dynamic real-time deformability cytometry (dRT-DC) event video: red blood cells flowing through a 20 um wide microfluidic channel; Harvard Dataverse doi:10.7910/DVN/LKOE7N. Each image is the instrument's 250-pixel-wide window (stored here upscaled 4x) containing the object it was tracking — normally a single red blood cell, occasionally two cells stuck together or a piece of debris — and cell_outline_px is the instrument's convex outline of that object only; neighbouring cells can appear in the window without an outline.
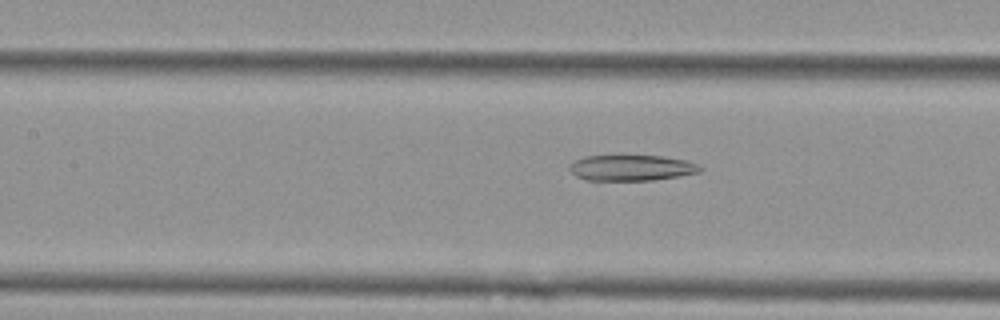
{"species": "Egyptian fruit bat (a non-hibernating species)", "species_latin": "Rousettus aegyptiacus", "temperature_condition": "cold", "stored_images_in_passage": 53, "camera_frame_rate_fps": 3000, "um_per_image_px": 0.085, "animal": {"sex": "female"}, "frame": {"image": 1, "passage_image": 24, "time_ms": 7.667, "image_size_px": [1000, 320], "cell_outline_px": [[704, 168], [700, 172], [680, 176], [652, 180], [588, 180], [576, 176], [568, 168], [568, 164], [584, 156], [664, 156], [688, 160], [700, 164]], "centroid_in_image_um": [53.73, 14.26], "position_along_channel_um": 153.7, "area_um2": 19.77}}
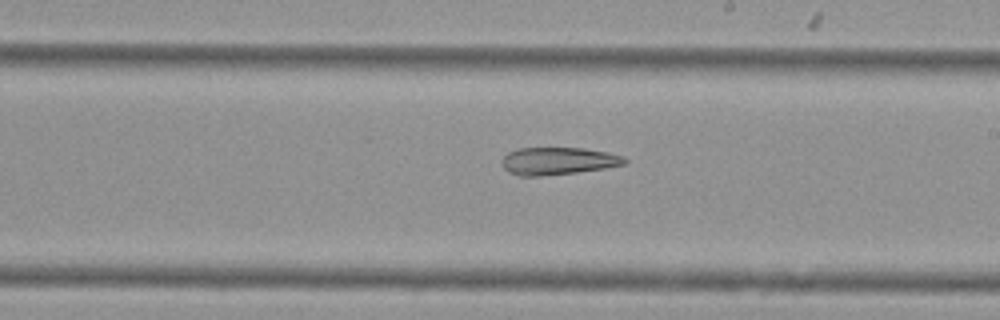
{"frame": {"image": 2, "passage_image": 31, "time_ms": 10.0, "image_size_px": [1000, 320], "cell_outline_px": [[628, 160], [624, 164], [604, 168], [576, 172], [540, 176], [520, 176], [508, 172], [504, 168], [500, 160], [508, 152], [520, 148], [584, 148], [608, 152], [624, 156]], "centroid_in_image_um": [47.42, 13.68], "position_along_channel_um": 241.6, "area_um2": 19.65}}
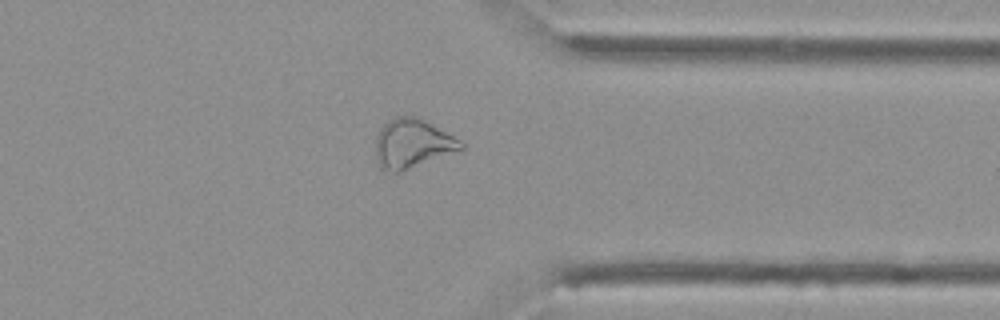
{"frame": {"image": 3, "passage_image": 42, "time_ms": 13.667, "image_size_px": [1000, 320], "cell_outline_px": [[464, 148], [400, 172], [392, 172], [380, 168], [376, 156], [376, 136], [380, 128], [392, 116], [420, 116], [460, 140], [464, 144]], "centroid_in_image_um": [35.03, 12.17], "position_along_channel_um": 376.4, "area_um2": 24.39}}